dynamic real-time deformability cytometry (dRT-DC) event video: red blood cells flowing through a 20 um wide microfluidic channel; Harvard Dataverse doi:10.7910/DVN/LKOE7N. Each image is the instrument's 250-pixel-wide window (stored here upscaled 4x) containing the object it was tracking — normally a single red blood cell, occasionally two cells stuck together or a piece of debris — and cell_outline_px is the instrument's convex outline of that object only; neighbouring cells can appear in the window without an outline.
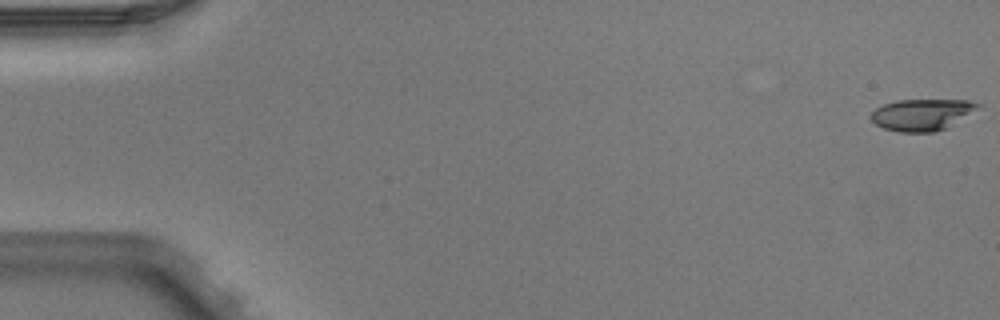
{"species": "Egyptian fruit bat (a non-hibernating species)", "species_latin": "Rousettus aegyptiacus", "temperature_condition": "warm", "stored_images_in_passage": 4, "camera_frame_rate_fps": 3000, "um_per_image_px": 0.085, "animal": {"sex": "male"}, "frame": {"image": 1, "passage_image": 1, "time_ms": 0.0, "image_size_px": [1000, 320], "cell_outline_px": [[984, 104], [980, 108], [948, 128], [936, 132], [900, 132], [884, 128], [876, 124], [872, 120], [872, 112], [876, 108], [884, 104], [896, 100], [968, 100]], "centroid_in_image_um": [78.44, 9.74], "position_along_channel_um": 6.6, "area_um2": 19.83}}
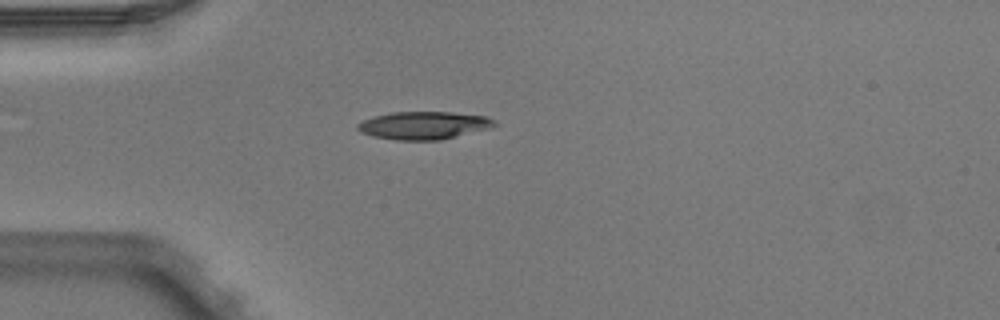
{"frame": {"image": 2, "passage_image": 4, "time_ms": 1.0, "image_size_px": [1000, 320], "cell_outline_px": [[500, 124], [488, 128], [440, 140], [396, 140], [372, 136], [360, 132], [356, 128], [356, 124], [364, 120], [376, 116], [392, 112], [452, 112], [488, 116], [496, 120]], "centroid_in_image_um": [36.04, 10.65], "position_along_channel_um": 49.0, "area_um2": 22.2}}